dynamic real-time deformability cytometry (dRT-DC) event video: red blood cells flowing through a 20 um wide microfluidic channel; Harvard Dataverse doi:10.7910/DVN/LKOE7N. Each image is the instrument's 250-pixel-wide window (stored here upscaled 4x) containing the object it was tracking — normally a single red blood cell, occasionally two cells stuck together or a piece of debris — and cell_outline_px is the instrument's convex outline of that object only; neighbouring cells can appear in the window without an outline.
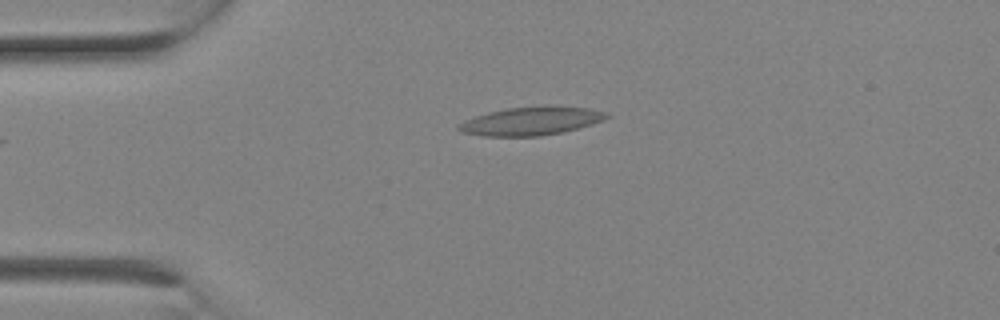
{"species": "Egyptian fruit bat (a non-hibernating species)", "species_latin": "Rousettus aegyptiacus", "temperature_condition": "room temperature", "stored_images_in_passage": 2, "camera_frame_rate_fps": 3000, "um_per_image_px": 0.085, "animal": {"sex": "female"}, "frame": {"image": 1, "passage_image": 2, "time_ms": 0.333, "image_size_px": [1000, 320], "cell_outline_px": [[612, 116], [604, 120], [592, 124], [564, 132], [540, 136], [484, 136], [460, 132], [456, 128], [464, 120], [488, 112], [508, 108], [548, 104], [552, 104], [588, 108], [608, 112]], "centroid_in_image_um": [45.21, 10.27], "position_along_channel_um": 39.8, "area_um2": 24.97}}